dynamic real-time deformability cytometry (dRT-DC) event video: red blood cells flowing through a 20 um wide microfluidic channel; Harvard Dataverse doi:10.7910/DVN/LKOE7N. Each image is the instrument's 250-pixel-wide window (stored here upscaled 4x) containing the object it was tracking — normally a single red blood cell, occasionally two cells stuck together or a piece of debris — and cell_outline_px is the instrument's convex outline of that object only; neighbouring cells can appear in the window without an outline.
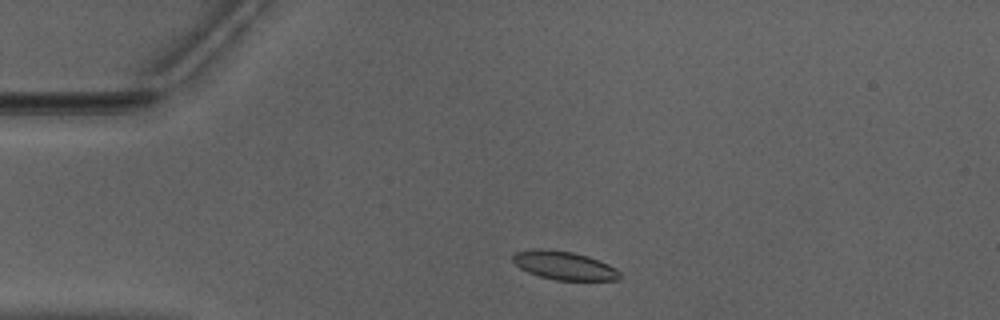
{"species": "Egyptian fruit bat (a non-hibernating species)", "species_latin": "Rousettus aegyptiacus", "temperature_condition": "warm", "stored_images_in_passage": 42, "camera_frame_rate_fps": 3000, "um_per_image_px": 0.085, "animal": {"sex": "male"}, "frame": {"image": 1, "passage_image": 2, "time_ms": 0.333, "image_size_px": [1000, 320], "cell_outline_px": [[620, 280], [556, 280], [540, 276], [528, 272], [520, 268], [512, 260], [512, 256], [516, 252], [532, 248], [548, 248], [572, 252], [588, 256], [600, 260], [616, 268], [620, 272]], "centroid_in_image_um": [47.95, 22.55], "position_along_channel_um": 37.1, "area_um2": 17.92}}
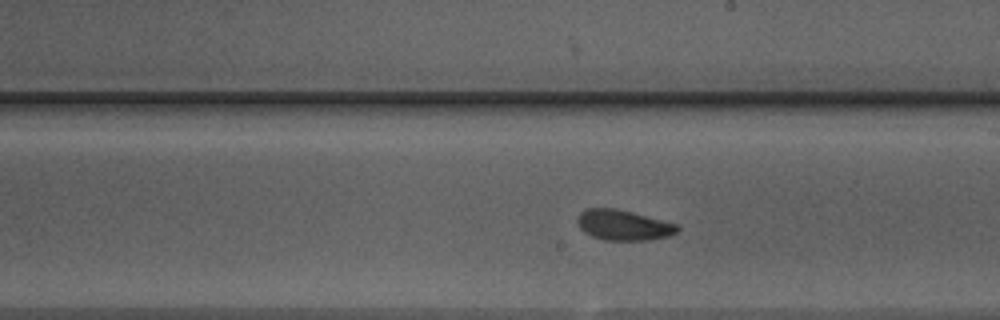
{"frame": {"image": 2, "passage_image": 20, "time_ms": 6.333, "image_size_px": [1000, 320], "cell_outline_px": [[680, 228], [676, 232], [668, 236], [648, 240], [604, 240], [592, 236], [584, 232], [580, 228], [576, 220], [576, 216], [584, 208], [612, 208], [632, 212], [680, 224]], "centroid_in_image_um": [52.98, 19.12], "position_along_channel_um": 236.0, "area_um2": 17.86}}
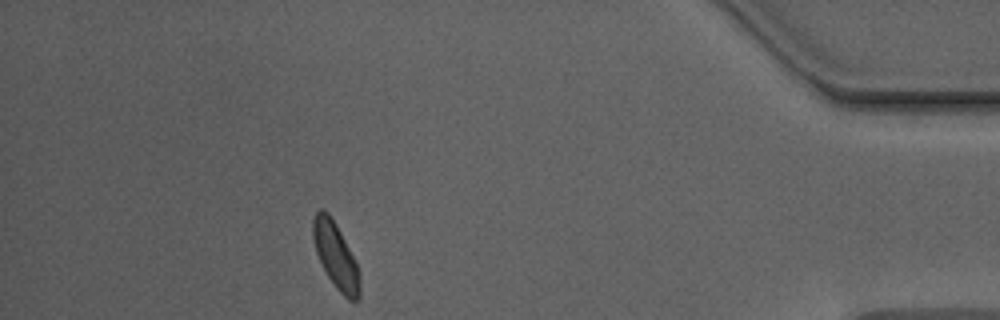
{"frame": {"image": 3, "passage_image": 37, "time_ms": 12.0, "image_size_px": [1000, 320], "cell_outline_px": [[360, 296], [356, 300], [348, 300], [336, 288], [328, 276], [316, 252], [312, 236], [312, 220], [316, 212], [320, 208], [324, 208], [328, 212], [336, 224], [360, 272]], "centroid_in_image_um": [28.52, 21.71], "position_along_channel_um": 406.7, "area_um2": 17.69}, "authors_computed_cell_mechanics": {"area_um2": 17.918, "velocity_mm_per_s": 3.936, "shape_relaxation_time_tau1_ms": 3.6625, "shape_relaxation_time_tau2_ms": 2.8283, "deformation_change_tau1": 0.0952, "deformation_change_tau2": 0.0802}}